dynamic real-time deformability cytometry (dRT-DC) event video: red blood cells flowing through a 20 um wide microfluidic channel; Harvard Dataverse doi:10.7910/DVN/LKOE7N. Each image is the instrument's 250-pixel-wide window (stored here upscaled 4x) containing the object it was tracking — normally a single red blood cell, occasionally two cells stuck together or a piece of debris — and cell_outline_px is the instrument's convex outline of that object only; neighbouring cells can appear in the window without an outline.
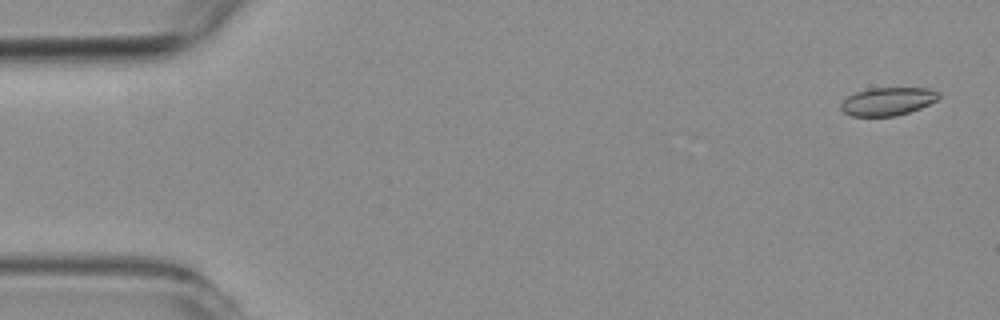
{"species": "common noctule bat (a hibernating species)", "species_latin": "Nyctalus noctula", "temperature_condition": "room temperature", "stored_images_in_passage": 59, "camera_frame_rate_fps": 3000, "um_per_image_px": 0.085, "animal": {"sex": "female", "body_mass_g": 19.3, "forearm_length_mm": 54.1}, "frame": {"image": 1, "passage_image": 3, "time_ms": 0.667, "image_size_px": [1000, 320], "cell_outline_px": [[940, 96], [936, 100], [920, 108], [896, 116], [852, 116], [844, 112], [840, 108], [840, 104], [848, 96], [856, 92], [868, 88], [928, 88], [940, 92]], "centroid_in_image_um": [75.45, 8.61], "position_along_channel_um": 9.6, "area_um2": 15.95}}
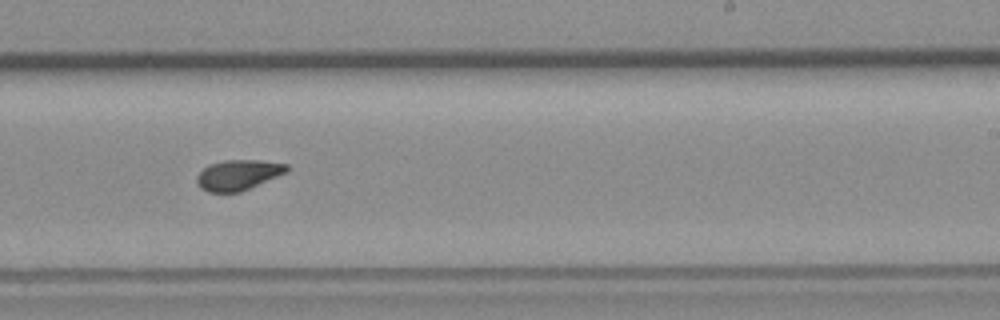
{"frame": {"image": 2, "passage_image": 36, "time_ms": 11.667, "image_size_px": [1000, 320], "cell_outline_px": [[288, 172], [240, 192], [208, 192], [200, 188], [196, 184], [196, 176], [208, 164], [224, 160], [260, 160], [288, 164]], "centroid_in_image_um": [20.23, 14.86], "position_along_channel_um": 268.8, "area_um2": 16.01}}
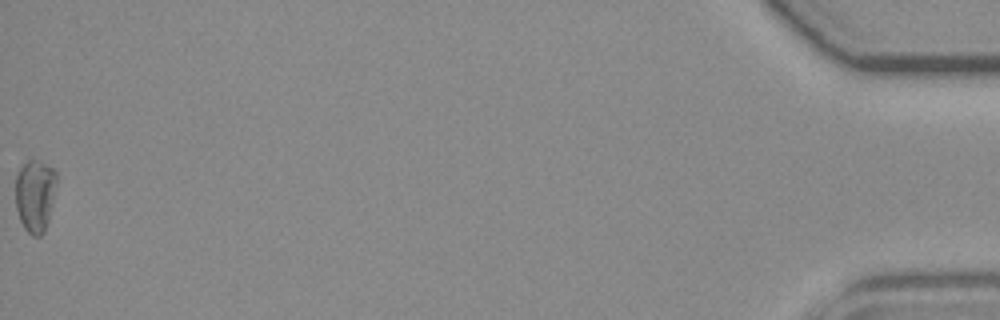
{"frame": {"image": 3, "passage_image": 59, "time_ms": 19.333, "image_size_px": [1000, 320], "cell_outline_px": [[56, 184], [48, 220], [44, 232], [40, 236], [32, 236], [24, 228], [20, 220], [16, 208], [16, 172], [28, 160], [40, 160], [52, 168], [56, 172]], "centroid_in_image_um": [2.97, 16.6], "position_along_channel_um": 432.2, "area_um2": 17.28}}